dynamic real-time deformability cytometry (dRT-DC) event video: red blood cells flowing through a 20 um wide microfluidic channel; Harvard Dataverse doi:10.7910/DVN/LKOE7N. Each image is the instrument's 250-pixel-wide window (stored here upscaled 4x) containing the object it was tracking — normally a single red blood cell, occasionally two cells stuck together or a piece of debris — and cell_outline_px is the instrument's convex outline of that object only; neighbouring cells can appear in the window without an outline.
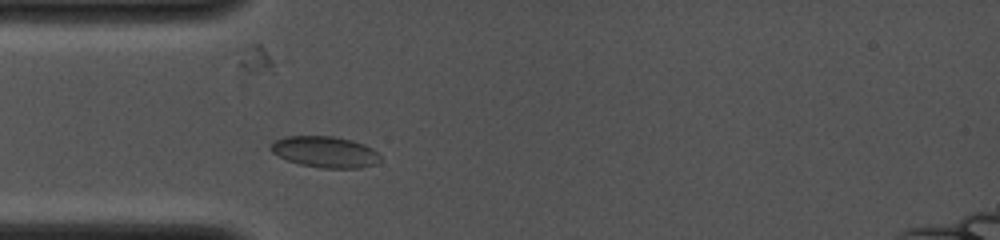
{"species": "common noctule bat (a hibernating species)", "species_latin": "Nyctalus noctula", "temperature_condition": "cold", "stored_images_in_passage": 3, "camera_frame_rate_fps": 4000, "um_per_image_px": 0.085, "animal": {"sex": "female", "body_mass_g": 19.0, "forearm_length_mm": 53.3}, "frame": {"image": 1, "passage_image": 3, "time_ms": 1.25, "image_size_px": [1000, 240], "cell_outline_px": [[380, 160], [376, 164], [360, 168], [324, 168], [300, 164], [288, 160], [272, 152], [268, 148], [276, 140], [284, 136], [332, 136], [352, 140], [364, 144], [372, 148], [380, 156]], "centroid_in_image_um": [27.64, 12.91], "position_along_channel_um": 57.4, "area_um2": 19.83}}